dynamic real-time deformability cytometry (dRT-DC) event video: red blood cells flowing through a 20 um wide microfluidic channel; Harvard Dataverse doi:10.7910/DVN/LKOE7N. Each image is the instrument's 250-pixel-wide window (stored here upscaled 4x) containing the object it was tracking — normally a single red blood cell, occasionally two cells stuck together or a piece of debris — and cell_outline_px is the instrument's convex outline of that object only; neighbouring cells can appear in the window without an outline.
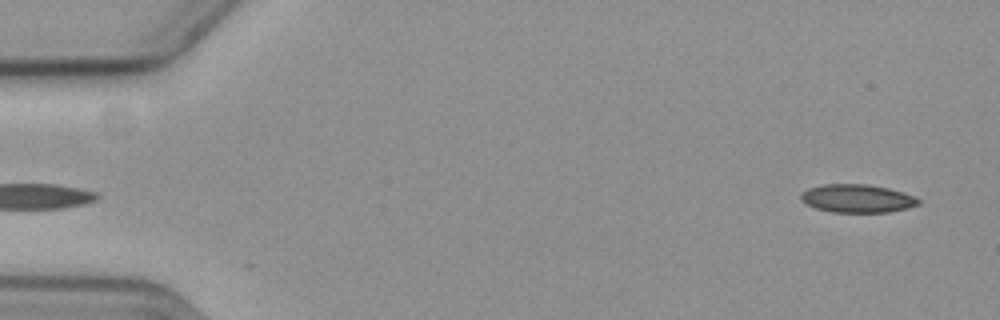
{"species": "common noctule bat (a hibernating species)", "species_latin": "Nyctalus noctula", "temperature_condition": "cold", "stored_images_in_passage": 56, "camera_frame_rate_fps": 3000, "um_per_image_px": 0.085, "animal": {"sex": "female", "body_mass_g": 19.3, "forearm_length_mm": 54.1}, "frame": {"image": 1, "passage_image": 1, "time_ms": 0.0, "image_size_px": [1000, 320], "cell_outline_px": [[920, 204], [908, 208], [888, 212], [832, 212], [816, 208], [800, 200], [800, 192], [808, 188], [824, 184], [868, 184], [888, 188], [912, 196], [920, 200]], "centroid_in_image_um": [72.83, 16.87], "position_along_channel_um": 12.2, "area_um2": 19.25}}
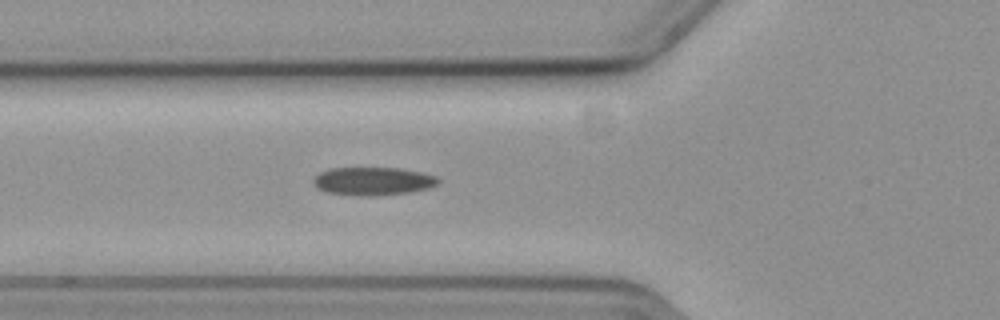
{"frame": {"image": 2, "passage_image": 19, "time_ms": 6.0, "image_size_px": [1000, 320], "cell_outline_px": [[440, 180], [436, 184], [428, 188], [408, 192], [368, 196], [328, 192], [316, 188], [312, 180], [320, 172], [328, 168], [400, 168], [420, 172], [436, 176]], "centroid_in_image_um": [31.68, 15.38], "position_along_channel_um": 94.1, "area_um2": 20.17}}
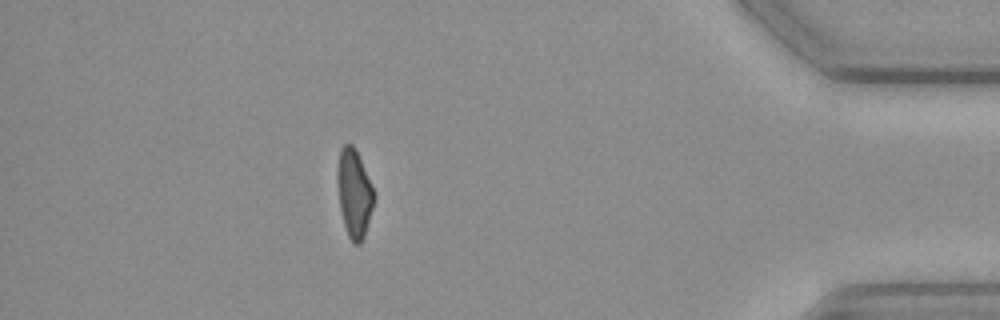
{"frame": {"image": 3, "passage_image": 49, "time_ms": 16.0, "image_size_px": [1000, 320], "cell_outline_px": [[376, 196], [364, 236], [360, 244], [352, 244], [348, 236], [344, 224], [340, 208], [336, 180], [336, 168], [340, 148], [344, 144], [352, 144], [376, 192]], "centroid_in_image_um": [30.09, 16.43], "position_along_channel_um": 405.1, "area_um2": 18.96}}